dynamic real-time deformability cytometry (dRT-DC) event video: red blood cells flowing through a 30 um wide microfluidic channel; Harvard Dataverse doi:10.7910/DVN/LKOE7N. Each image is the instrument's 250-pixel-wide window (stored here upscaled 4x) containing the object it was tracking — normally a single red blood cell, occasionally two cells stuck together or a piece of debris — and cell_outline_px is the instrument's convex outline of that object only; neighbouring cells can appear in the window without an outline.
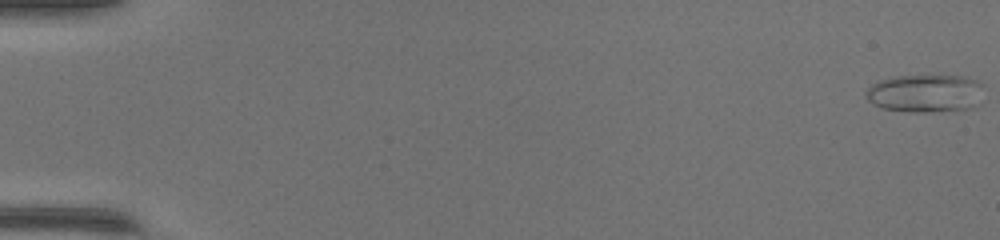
{"species": "common noctule bat (a hibernating species)", "species_latin": "Nyctalus noctula", "temperature_condition": "warm", "stored_images_in_passage": 50, "camera_frame_rate_fps": 3000, "um_per_image_px": 0.085, "animal": {"sex": "female", "body_mass_g": 17.0, "forearm_length_mm": 48.0}, "frame": {"image": 1, "passage_image": 1, "time_ms": 0.0, "image_size_px": [1000, 240], "cell_outline_px": [[980, 104], [976, 108], [932, 112], [908, 112], [880, 108], [872, 104], [864, 96], [864, 92], [876, 80], [900, 76], [964, 76], [976, 80], [980, 84]], "centroid_in_image_um": [78.61, 7.95], "position_along_channel_um": 6.4, "area_um2": 26.36}}
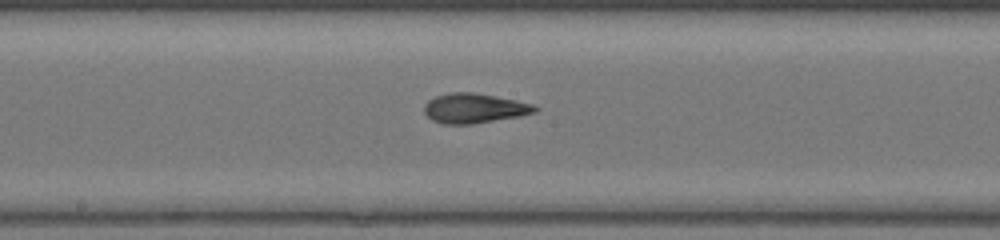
{"frame": {"image": 2, "passage_image": 28, "time_ms": 9.0, "image_size_px": [1000, 240], "cell_outline_px": [[540, 108], [536, 112], [520, 116], [472, 124], [444, 124], [432, 120], [424, 112], [424, 104], [428, 100], [436, 96], [452, 92], [476, 92], [516, 100], [532, 104]], "centroid_in_image_um": [40.32, 9.2], "position_along_channel_um": 207.9, "area_um2": 19.25}}
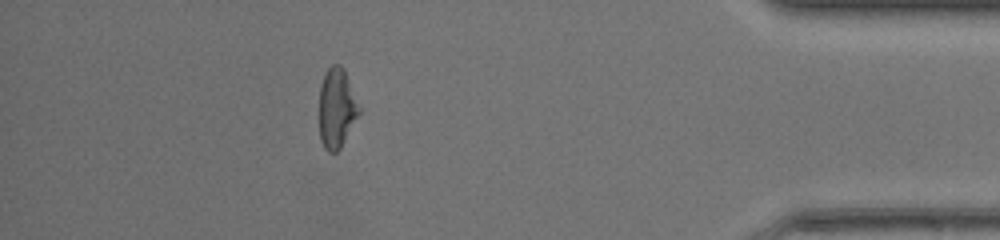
{"frame": {"image": 3, "passage_image": 45, "time_ms": 14.667, "image_size_px": [1000, 240], "cell_outline_px": [[360, 112], [340, 148], [336, 152], [328, 152], [324, 148], [320, 140], [320, 84], [328, 68], [332, 64], [340, 64], [344, 68], [360, 108]], "centroid_in_image_um": [28.61, 9.18], "position_along_channel_um": 406.6, "area_um2": 18.32}, "authors_computed_cell_mechanics": {"area_um2": 19.2763, "velocity_mm_per_s": 4.2839, "shape_relaxation_time_tau1_ms": 7.913, "shape_relaxation_time_tau2_ms": 1.4936, "deformation_change_tau1": 0.2703, "deformation_change_tau2": 0.0895}}